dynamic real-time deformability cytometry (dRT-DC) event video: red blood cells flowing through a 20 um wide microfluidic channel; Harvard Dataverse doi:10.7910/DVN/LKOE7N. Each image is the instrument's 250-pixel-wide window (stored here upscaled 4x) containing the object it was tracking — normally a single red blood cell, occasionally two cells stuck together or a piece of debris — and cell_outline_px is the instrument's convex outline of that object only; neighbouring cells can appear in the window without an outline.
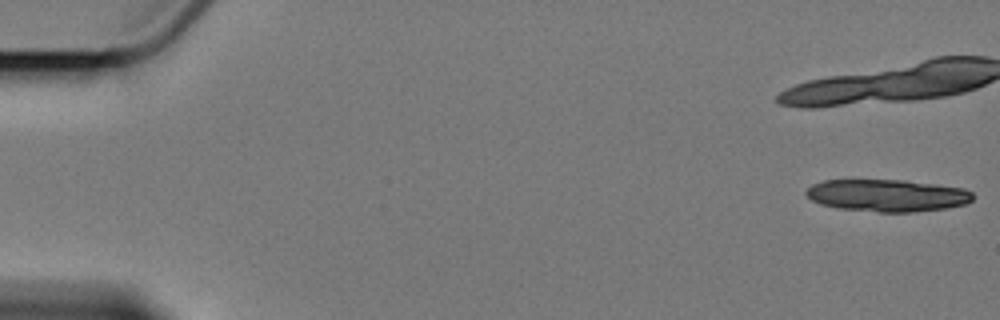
{"species": "Egyptian fruit bat (a non-hibernating species)", "species_latin": "Rousettus aegyptiacus", "temperature_condition": "cold", "stored_images_in_passage": 7, "camera_frame_rate_fps": 3000, "um_per_image_px": 0.085, "animal": {"sex": "female"}, "frame": {"image": 1, "passage_image": 1, "time_ms": 0.0, "image_size_px": [1000, 320], "cell_outline_px": [[972, 200], [964, 204], [944, 208], [912, 212], [876, 212], [836, 208], [820, 204], [812, 200], [804, 192], [812, 184], [824, 180], [908, 180], [964, 188], [972, 192]], "centroid_in_image_um": [75.39, 16.61], "position_along_channel_um": 9.6, "area_um2": 31.33}}
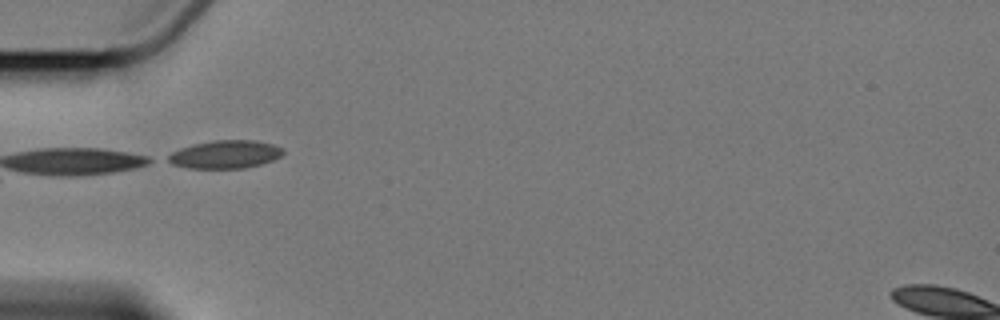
{"frame": {"image": 2, "passage_image": 6, "time_ms": 7.0, "image_size_px": [1000, 320], "cell_outline_px": [[284, 152], [280, 156], [272, 160], [260, 164], [244, 168], [188, 168], [172, 164], [164, 160], [164, 156], [180, 148], [192, 144], [212, 140], [256, 140], [272, 144], [284, 148]], "centroid_in_image_um": [19.08, 13.11], "position_along_channel_um": 65.9, "area_um2": 19.02}}